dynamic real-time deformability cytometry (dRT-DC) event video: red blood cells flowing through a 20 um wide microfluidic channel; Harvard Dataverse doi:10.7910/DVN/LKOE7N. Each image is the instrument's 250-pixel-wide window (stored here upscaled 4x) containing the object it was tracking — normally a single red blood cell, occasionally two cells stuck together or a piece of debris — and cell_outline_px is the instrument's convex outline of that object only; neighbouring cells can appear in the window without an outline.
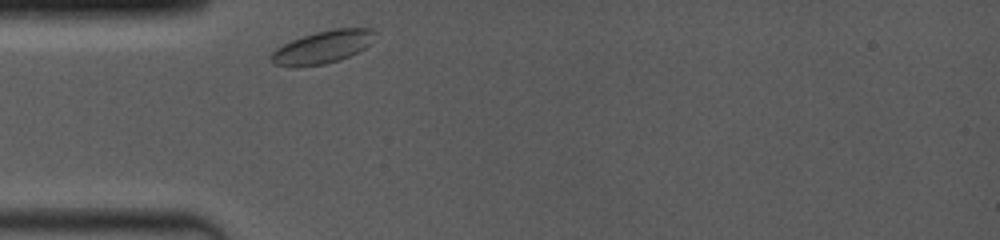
{"species": "common noctule bat (a hibernating species)", "species_latin": "Nyctalus noctula", "temperature_condition": "room temperature", "stored_images_in_passage": 1, "camera_frame_rate_fps": 4000, "um_per_image_px": 0.085, "animal": {"sex": "female", "body_mass_g": 19.0, "forearm_length_mm": 53.3}, "frame": {"image": 1, "passage_image": 1, "time_ms": 0.0, "image_size_px": [1000, 240], "cell_outline_px": [[376, 32], [372, 44], [340, 60], [324, 64], [300, 68], [292, 68], [272, 64], [268, 60], [268, 56], [276, 48], [292, 40], [316, 32], [336, 28], [372, 28]], "centroid_in_image_um": [27.37, 4.03], "position_along_channel_um": 57.6, "area_um2": 20.17}}